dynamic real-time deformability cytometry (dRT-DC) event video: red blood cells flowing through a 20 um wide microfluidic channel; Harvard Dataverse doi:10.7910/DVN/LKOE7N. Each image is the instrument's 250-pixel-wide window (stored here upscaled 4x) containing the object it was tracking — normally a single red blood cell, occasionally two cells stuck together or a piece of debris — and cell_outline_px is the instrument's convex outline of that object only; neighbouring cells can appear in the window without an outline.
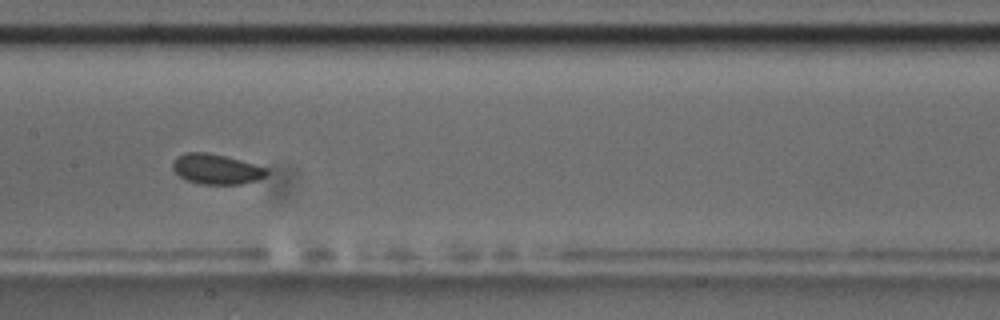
{"species": "common noctule bat (a hibernating species)", "species_latin": "Nyctalus noctula", "temperature_condition": "room temperature", "stored_images_in_passage": 9, "camera_frame_rate_fps": 3000, "um_per_image_px": 0.085, "animal": {"sex": "male", "body_mass_g": 17.5, "forearm_length_mm": 52.3}, "frame": {"image": 1, "passage_image": 6, "time_ms": 5.667, "image_size_px": [1000, 320], "cell_outline_px": [[268, 172], [264, 176], [256, 180], [240, 184], [200, 184], [188, 180], [180, 176], [172, 168], [172, 160], [176, 156], [184, 152], [204, 152], [224, 156], [240, 160], [268, 168]], "centroid_in_image_um": [18.35, 14.36], "position_along_channel_um": 189.1, "area_um2": 16.42}}